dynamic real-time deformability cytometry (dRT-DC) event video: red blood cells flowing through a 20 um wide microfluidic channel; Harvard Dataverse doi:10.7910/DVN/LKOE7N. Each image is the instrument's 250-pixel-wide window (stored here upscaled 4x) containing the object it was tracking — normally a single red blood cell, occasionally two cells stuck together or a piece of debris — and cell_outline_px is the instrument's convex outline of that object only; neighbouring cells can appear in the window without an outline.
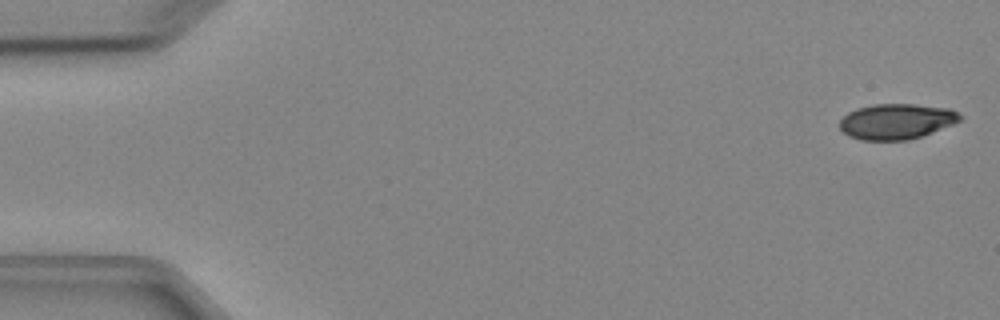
{"species": "Egyptian fruit bat (a non-hibernating species)", "species_latin": "Rousettus aegyptiacus", "temperature_condition": "cold", "stored_images_in_passage": 5, "camera_frame_rate_fps": 3000, "um_per_image_px": 0.085, "animal": {"sex": "female"}, "frame": {"image": 1, "passage_image": 1, "time_ms": 0.0, "image_size_px": [1000, 320], "cell_outline_px": [[964, 116], [960, 120], [952, 124], [920, 136], [908, 140], [860, 140], [848, 136], [840, 128], [840, 120], [848, 112], [856, 108], [872, 104], [916, 104], [952, 108]], "centroid_in_image_um": [76.2, 10.3], "position_along_channel_um": 8.8, "area_um2": 24.97}}
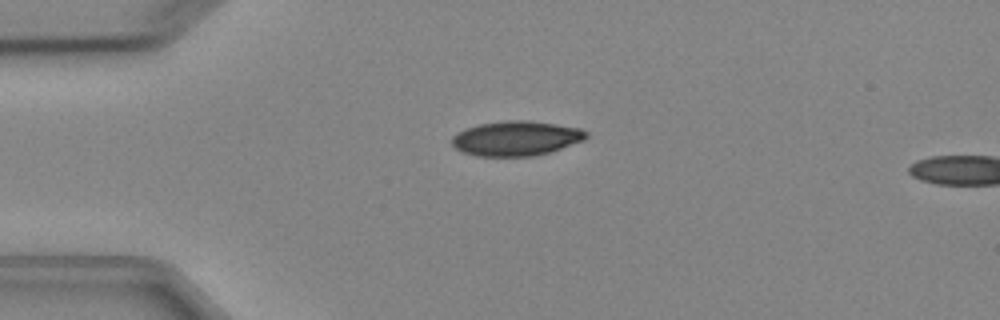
{"frame": {"image": 2, "passage_image": 4, "time_ms": 3.667, "image_size_px": [1000, 320], "cell_outline_px": [[588, 136], [584, 140], [548, 152], [532, 156], [476, 156], [464, 152], [456, 148], [452, 144], [452, 136], [456, 132], [464, 128], [480, 124], [508, 120], [528, 120], [556, 124], [580, 128], [588, 132]], "centroid_in_image_um": [43.85, 11.75], "position_along_channel_um": 41.1, "area_um2": 27.11}}